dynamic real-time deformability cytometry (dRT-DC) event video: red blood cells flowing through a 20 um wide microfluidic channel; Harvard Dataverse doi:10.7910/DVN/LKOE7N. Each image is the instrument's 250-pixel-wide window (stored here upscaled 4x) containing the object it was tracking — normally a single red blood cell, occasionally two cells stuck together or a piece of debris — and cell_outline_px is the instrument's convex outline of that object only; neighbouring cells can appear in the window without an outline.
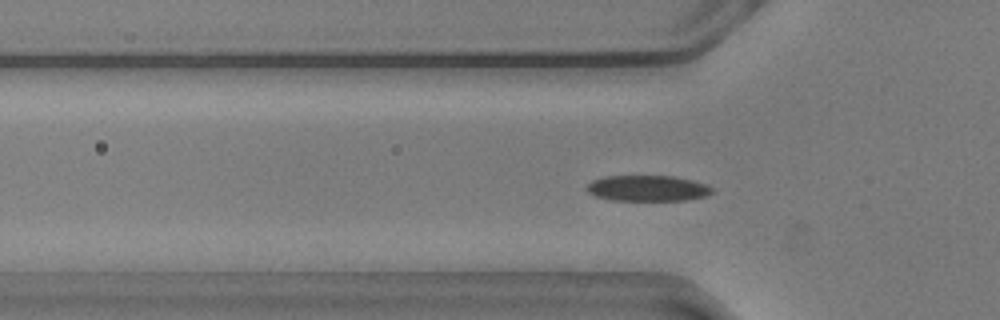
{"species": "common noctule bat (a hibernating species)", "species_latin": "Nyctalus noctula", "temperature_condition": "warm", "stored_images_in_passage": 27, "camera_frame_rate_fps": 3000, "um_per_image_px": 0.085, "animal": {"sex": "male", "body_mass_g": 20.5, "forearm_length_mm": 52.5}, "frame": {"image": 1, "passage_image": 3, "time_ms": 0.667, "image_size_px": [1000, 320], "cell_outline_px": [[712, 192], [708, 196], [688, 200], [612, 200], [596, 196], [588, 192], [584, 188], [592, 180], [604, 176], [676, 176], [708, 184], [712, 188]], "centroid_in_image_um": [55.06, 16.0], "position_along_channel_um": 70.7, "area_um2": 19.02}}
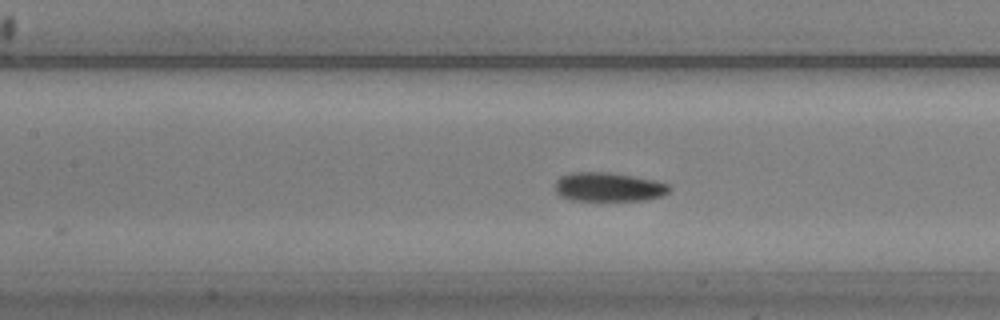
{"frame": {"image": 2, "passage_image": 10, "time_ms": 3.0, "image_size_px": [1000, 320], "cell_outline_px": [[672, 188], [668, 192], [660, 196], [648, 200], [572, 200], [560, 196], [556, 192], [556, 180], [560, 176], [572, 172], [608, 172], [632, 176], [652, 180], [668, 184]], "centroid_in_image_um": [51.71, 15.89], "position_along_channel_um": 155.7, "area_um2": 19.19}}
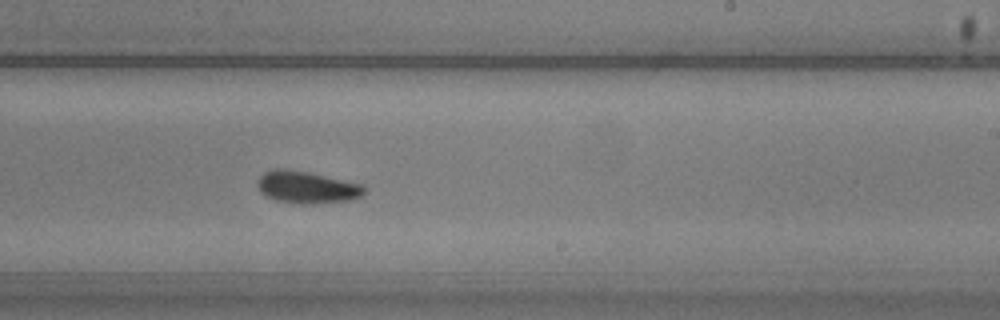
{"frame": {"image": 3, "passage_image": 19, "time_ms": 6.0, "image_size_px": [1000, 320], "cell_outline_px": [[364, 192], [360, 196], [348, 200], [312, 204], [304, 204], [276, 200], [264, 196], [260, 192], [256, 184], [256, 180], [264, 172], [272, 168], [284, 168], [308, 172], [364, 184]], "centroid_in_image_um": [26.02, 15.9], "position_along_channel_um": 263.0, "area_um2": 20.11}}